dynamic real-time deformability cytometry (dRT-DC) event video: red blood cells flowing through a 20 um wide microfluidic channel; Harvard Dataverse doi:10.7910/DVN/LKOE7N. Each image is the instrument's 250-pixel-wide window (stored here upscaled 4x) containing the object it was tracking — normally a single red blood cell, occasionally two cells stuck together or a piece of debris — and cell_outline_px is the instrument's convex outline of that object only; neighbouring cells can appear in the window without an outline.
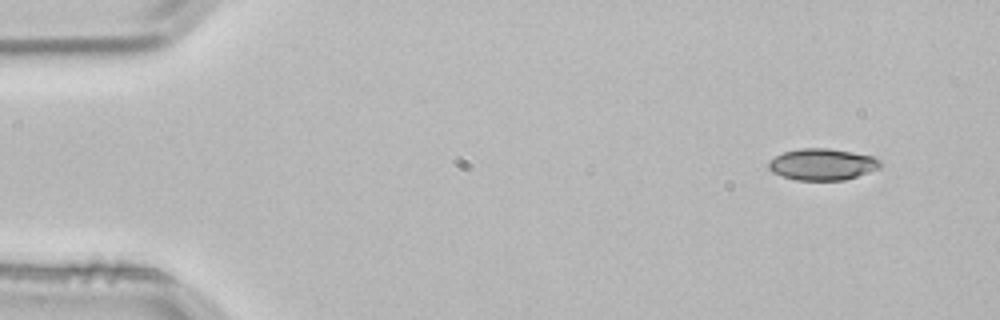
{"species": "common noctule bat (a hibernating species)", "species_latin": "Nyctalus noctula", "temperature_condition": "room temperature", "stored_images_in_passage": 3, "camera_frame_rate_fps": 3000, "um_per_image_px": 0.085, "animal": {"sex": "male", "body_mass_g": 21.5, "forearm_length_mm": 52.0}, "frame": {"image": 1, "passage_image": 1, "time_ms": 0.0, "image_size_px": [1000, 320], "cell_outline_px": [[884, 164], [880, 168], [844, 180], [796, 180], [772, 172], [768, 168], [768, 160], [784, 152], [800, 148], [828, 148], [852, 152], [872, 156], [880, 160]], "centroid_in_image_um": [69.9, 13.96], "position_along_channel_um": 15.1, "area_um2": 20.52}}
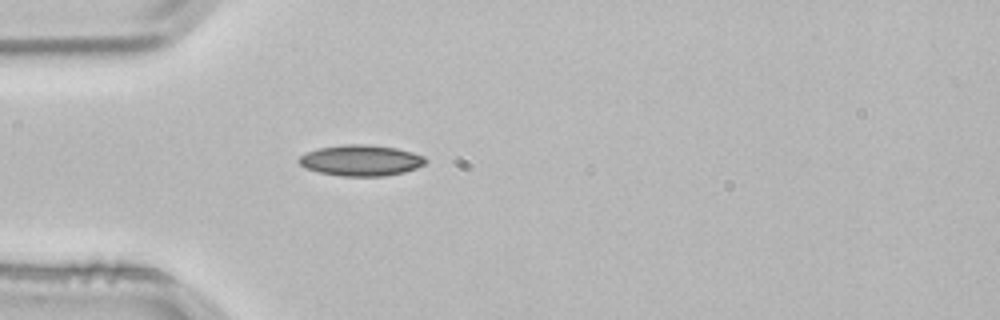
{"frame": {"image": 2, "passage_image": 3, "time_ms": 0.667, "image_size_px": [1000, 320], "cell_outline_px": [[428, 160], [424, 164], [416, 168], [404, 172], [384, 176], [340, 176], [320, 172], [304, 168], [296, 160], [300, 156], [308, 152], [320, 148], [344, 144], [368, 144], [396, 148], [412, 152], [424, 156]], "centroid_in_image_um": [30.68, 13.63], "position_along_channel_um": 54.3, "area_um2": 22.83}}